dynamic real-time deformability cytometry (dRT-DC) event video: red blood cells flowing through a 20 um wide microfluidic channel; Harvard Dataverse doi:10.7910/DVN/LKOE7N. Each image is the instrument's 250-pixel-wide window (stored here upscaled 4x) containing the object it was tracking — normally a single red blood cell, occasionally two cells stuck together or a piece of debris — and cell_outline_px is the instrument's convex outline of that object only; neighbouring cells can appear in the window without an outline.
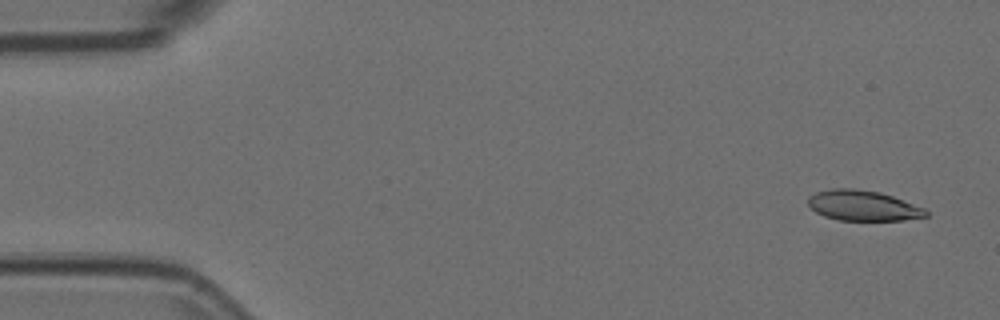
{"species": "Egyptian fruit bat (a non-hibernating species)", "species_latin": "Rousettus aegyptiacus", "temperature_condition": "room temperature", "stored_images_in_passage": 5, "camera_frame_rate_fps": 3000, "um_per_image_px": 0.085, "animal": {"sex": "female"}, "frame": {"image": 1, "passage_image": 1, "time_ms": 0.0, "image_size_px": [1000, 320], "cell_outline_px": [[928, 216], [904, 220], [840, 220], [824, 216], [816, 212], [808, 204], [808, 196], [816, 192], [832, 188], [852, 188], [880, 192], [892, 196], [924, 208], [928, 212]], "centroid_in_image_um": [73.34, 17.47], "position_along_channel_um": 11.7, "area_um2": 20.75}}
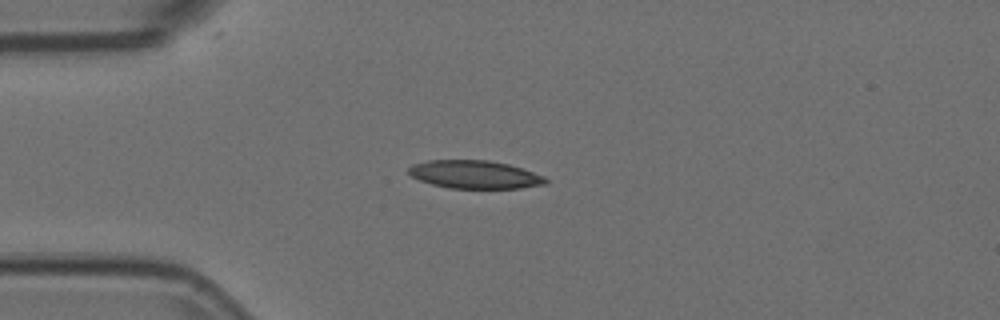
{"frame": {"image": 2, "passage_image": 4, "time_ms": 1.0, "image_size_px": [1000, 320], "cell_outline_px": [[548, 184], [520, 188], [448, 188], [432, 184], [420, 180], [412, 176], [408, 172], [408, 168], [412, 164], [428, 160], [488, 160], [508, 164], [544, 176], [548, 180]], "centroid_in_image_um": [40.35, 14.83], "position_along_channel_um": 44.7, "area_um2": 22.37}}
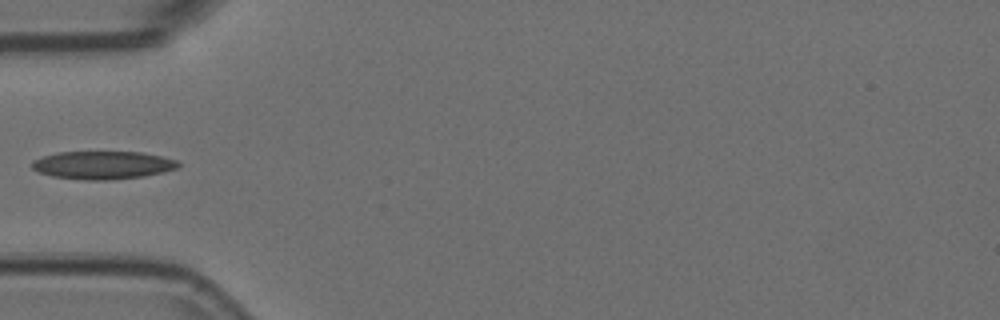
{"frame": {"image": 3, "passage_image": 5, "time_ms": 1.333, "image_size_px": [1000, 320], "cell_outline_px": [[180, 164], [176, 168], [164, 172], [144, 176], [112, 180], [84, 180], [52, 176], [40, 172], [32, 168], [32, 160], [44, 156], [60, 152], [144, 152], [176, 160]], "centroid_in_image_um": [8.74, 14.04], "position_along_channel_um": 76.3, "area_um2": 23.81}}